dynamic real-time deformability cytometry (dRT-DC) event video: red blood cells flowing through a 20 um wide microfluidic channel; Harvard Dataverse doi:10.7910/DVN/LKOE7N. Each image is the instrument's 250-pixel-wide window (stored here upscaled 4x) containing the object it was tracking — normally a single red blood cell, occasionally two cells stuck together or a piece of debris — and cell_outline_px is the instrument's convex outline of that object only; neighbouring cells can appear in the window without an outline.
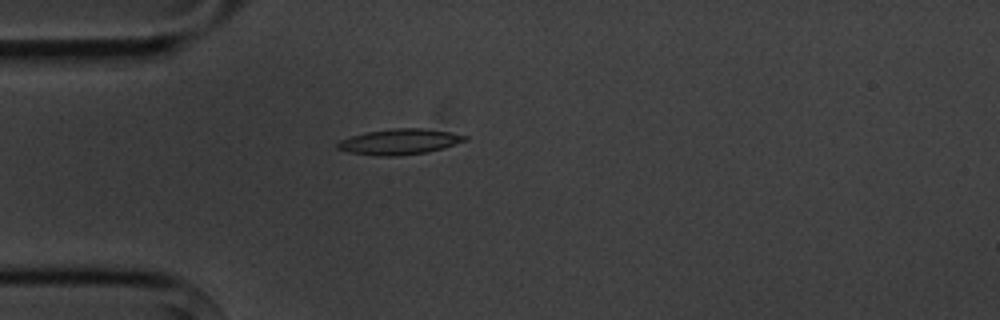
{"species": "common noctule bat (a hibernating species)", "species_latin": "Nyctalus noctula", "temperature_condition": "cold", "stored_images_in_passage": 1, "camera_frame_rate_fps": 3000, "um_per_image_px": 0.085, "animal": {"sex": "male", "body_mass_g": 20.1, "forearm_length_mm": 53.5}, "frame": {"image": 1, "passage_image": 1, "time_ms": 0.0, "image_size_px": [1000, 320], "cell_outline_px": [[468, 140], [444, 148], [428, 152], [396, 156], [376, 156], [348, 152], [336, 148], [336, 144], [340, 140], [352, 136], [368, 132], [392, 128], [424, 128], [448, 132], [468, 136]], "centroid_in_image_um": [33.96, 12.05], "position_along_channel_um": 51.0, "area_um2": 19.02}}